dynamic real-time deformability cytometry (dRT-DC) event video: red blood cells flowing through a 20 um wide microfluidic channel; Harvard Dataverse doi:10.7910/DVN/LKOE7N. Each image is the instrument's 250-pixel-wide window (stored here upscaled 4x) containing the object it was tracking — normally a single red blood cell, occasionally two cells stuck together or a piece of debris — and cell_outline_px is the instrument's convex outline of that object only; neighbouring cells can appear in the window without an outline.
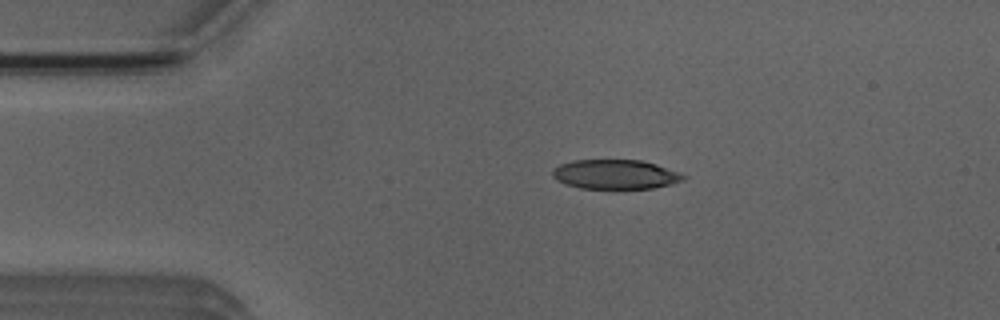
{"species": "Egyptian fruit bat (a non-hibernating species)", "species_latin": "Rousettus aegyptiacus", "temperature_condition": "room temperature", "stored_images_in_passage": 51, "camera_frame_rate_fps": 3000, "um_per_image_px": 0.085, "animal": {"sex": "male"}, "frame": {"image": 1, "passage_image": 9, "time_ms": 2.667, "image_size_px": [1000, 320], "cell_outline_px": [[688, 176], [684, 180], [672, 184], [652, 188], [580, 188], [556, 180], [552, 176], [552, 168], [560, 164], [572, 160], [640, 160], [656, 164]], "centroid_in_image_um": [52.29, 14.81], "position_along_channel_um": 32.7, "area_um2": 22.37}}
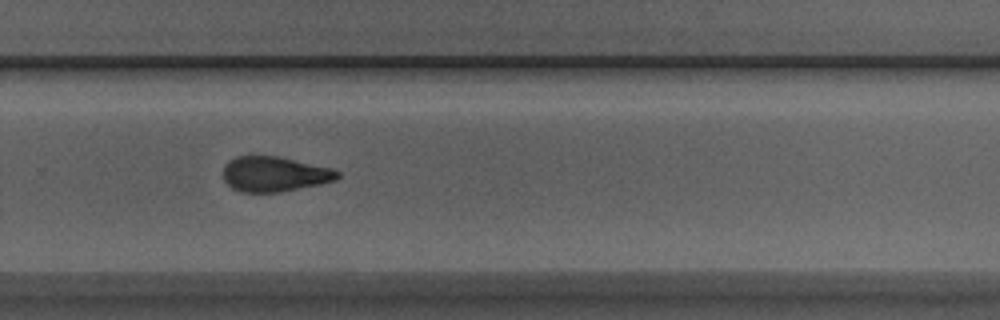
{"frame": {"image": 2, "passage_image": 33, "time_ms": 10.667, "image_size_px": [1000, 320], "cell_outline_px": [[340, 176], [336, 180], [320, 184], [280, 192], [240, 192], [232, 188], [224, 180], [224, 164], [228, 160], [236, 156], [280, 156], [332, 168], [340, 172]], "centroid_in_image_um": [23.33, 14.79], "position_along_channel_um": 306.5, "area_um2": 23.52}}
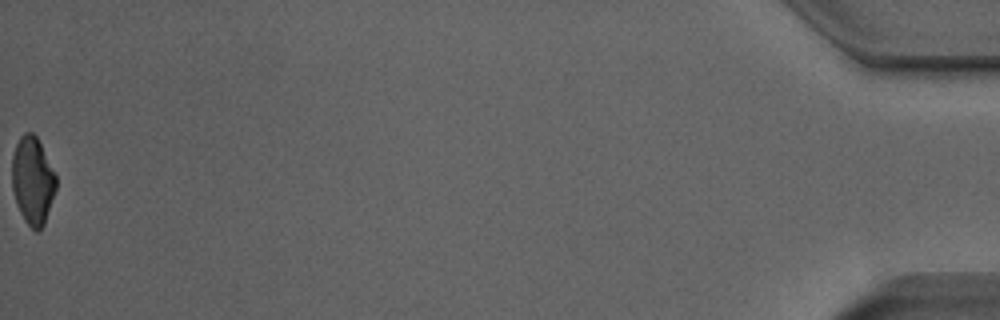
{"frame": {"image": 3, "passage_image": 51, "time_ms": 16.667, "image_size_px": [1000, 320], "cell_outline_px": [[56, 188], [44, 224], [36, 232], [24, 220], [16, 204], [12, 188], [12, 156], [16, 144], [20, 136], [24, 132], [32, 132], [36, 136], [56, 176]], "centroid_in_image_um": [2.75, 15.35], "position_along_channel_um": 432.4, "area_um2": 22.25}, "authors_computed_cell_mechanics": {"area_um2": 23.8714, "velocity_mm_per_s": 3.9235, "shape_relaxation_time_tau1_ms": 10.9842, "shape_relaxation_time_tau2_ms": 3.305, "deformation_change_tau1": 0.267, "deformation_change_tau2": 0.1217}}